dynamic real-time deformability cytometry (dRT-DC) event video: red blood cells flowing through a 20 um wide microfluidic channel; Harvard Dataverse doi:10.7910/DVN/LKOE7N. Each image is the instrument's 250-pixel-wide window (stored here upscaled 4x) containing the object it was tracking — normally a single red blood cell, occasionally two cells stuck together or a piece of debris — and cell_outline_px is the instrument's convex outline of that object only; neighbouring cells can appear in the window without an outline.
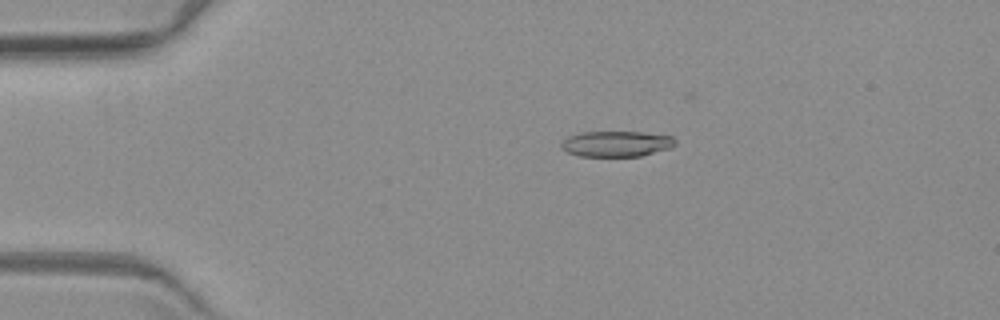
{"species": "common noctule bat (a hibernating species)", "species_latin": "Nyctalus noctula", "temperature_condition": "warm", "stored_images_in_passage": 8, "camera_frame_rate_fps": 3000, "um_per_image_px": 0.085, "animal": {"sex": "female", "body_mass_g": 19.3, "forearm_length_mm": 54.1}, "frame": {"image": 1, "passage_image": 3, "time_ms": 3.333, "image_size_px": [1000, 320], "cell_outline_px": [[676, 144], [672, 148], [640, 156], [580, 156], [568, 152], [560, 148], [560, 144], [568, 136], [580, 132], [644, 132], [672, 136], [676, 140]], "centroid_in_image_um": [52.41, 12.22], "position_along_channel_um": 32.6, "area_um2": 17.17}}
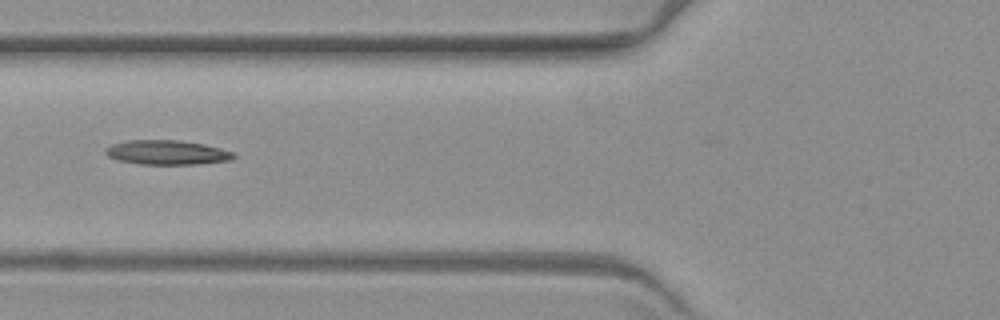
{"frame": {"image": 2, "passage_image": 6, "time_ms": 7.0, "image_size_px": [1000, 320], "cell_outline_px": [[236, 156], [228, 160], [196, 164], [140, 164], [116, 160], [108, 156], [104, 152], [104, 148], [112, 144], [128, 140], [180, 140], [204, 144], [220, 148], [232, 152]], "centroid_in_image_um": [14.13, 12.95], "position_along_channel_um": 111.7, "area_um2": 18.21}}
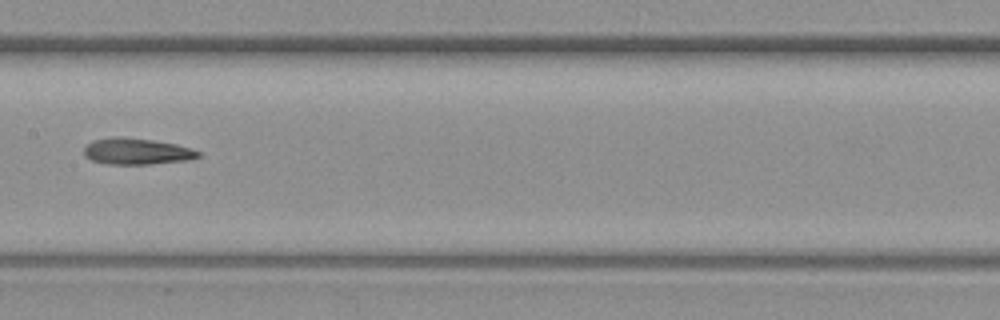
{"frame": {"image": 3, "passage_image": 8, "time_ms": 9.333, "image_size_px": [1000, 320], "cell_outline_px": [[200, 156], [188, 160], [152, 164], [108, 164], [92, 160], [84, 156], [84, 148], [92, 140], [112, 136], [116, 136], [152, 140], [176, 144], [192, 148], [200, 152]], "centroid_in_image_um": [11.61, 12.86], "position_along_channel_um": 195.8, "area_um2": 17.57}}